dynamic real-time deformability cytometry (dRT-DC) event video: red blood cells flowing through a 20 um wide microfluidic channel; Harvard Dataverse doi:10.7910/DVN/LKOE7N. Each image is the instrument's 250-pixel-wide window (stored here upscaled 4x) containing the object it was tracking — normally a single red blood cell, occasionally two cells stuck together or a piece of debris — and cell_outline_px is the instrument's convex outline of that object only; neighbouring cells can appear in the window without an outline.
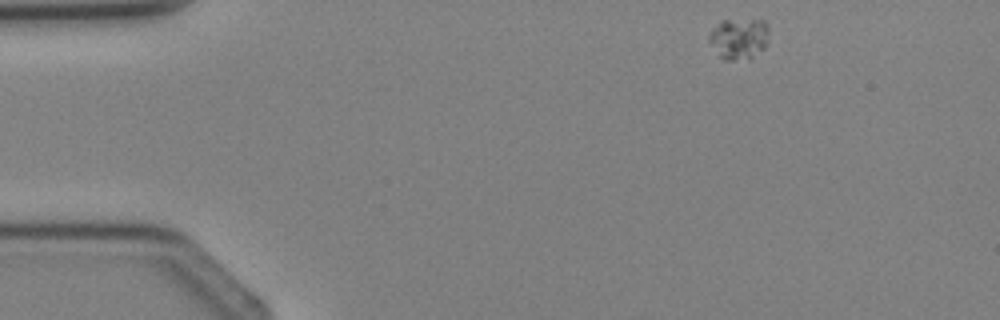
{"species": "Egyptian fruit bat (a non-hibernating species)", "species_latin": "Rousettus aegyptiacus", "temperature_condition": "cold", "stored_images_in_passage": 2, "camera_frame_rate_fps": 3000, "um_per_image_px": 0.085, "animal": {"sex": "female"}, "frame": {"image": 1, "passage_image": 1, "time_ms": 0.0, "image_size_px": [1000, 320], "cell_outline_px": [[768, 40], [764, 48], [752, 56], [732, 60], [724, 60], [720, 56], [708, 40], [708, 36], [712, 28], [720, 20], [764, 20], [768, 28]], "centroid_in_image_um": [62.79, 3.25], "position_along_channel_um": 22.2, "area_um2": 14.1}}
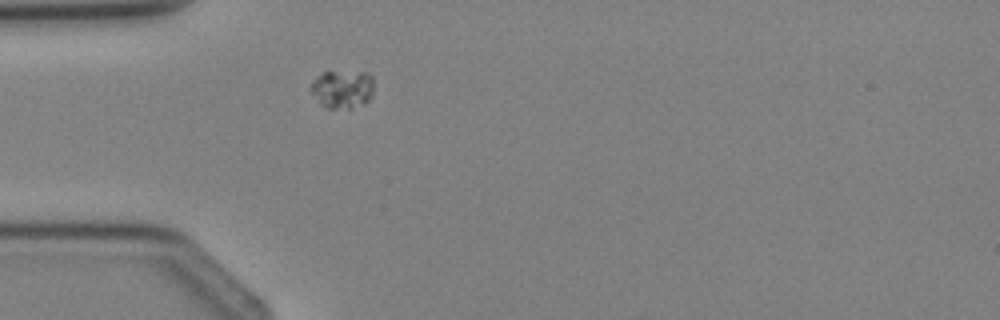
{"frame": {"image": 2, "passage_image": 2, "time_ms": 2.0, "image_size_px": [1000, 320], "cell_outline_px": [[372, 96], [364, 104], [352, 108], [328, 108], [320, 104], [312, 92], [312, 80], [324, 72], [368, 72], [372, 76]], "centroid_in_image_um": [29.13, 7.58], "position_along_channel_um": 55.9, "area_um2": 13.87}}